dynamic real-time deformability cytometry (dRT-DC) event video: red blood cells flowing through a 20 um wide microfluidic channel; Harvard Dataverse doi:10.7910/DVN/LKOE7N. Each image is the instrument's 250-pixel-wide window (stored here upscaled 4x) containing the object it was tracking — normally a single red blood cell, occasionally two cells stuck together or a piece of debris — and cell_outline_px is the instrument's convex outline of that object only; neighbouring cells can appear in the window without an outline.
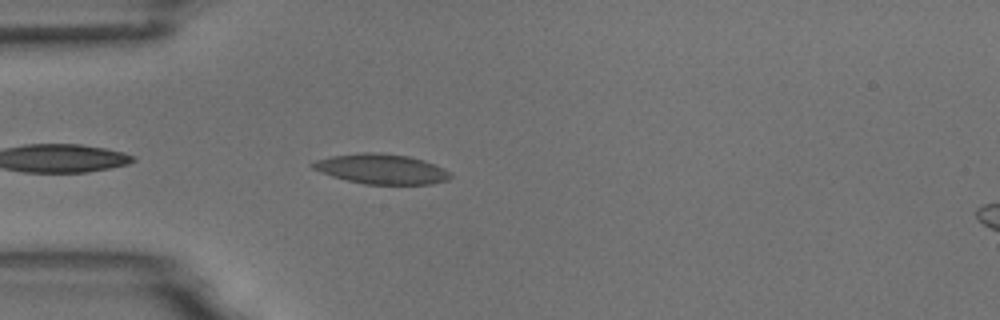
{"species": "common noctule bat (a hibernating species)", "species_latin": "Nyctalus noctula", "temperature_condition": "room temperature", "stored_images_in_passage": 4, "camera_frame_rate_fps": 3000, "um_per_image_px": 0.085, "animal": {"sex": "male", "body_mass_g": 18.8}, "frame": {"image": 1, "passage_image": 4, "time_ms": 4.333, "image_size_px": [1000, 320], "cell_outline_px": [[452, 176], [448, 180], [432, 184], [364, 184], [332, 176], [320, 172], [312, 168], [308, 164], [316, 160], [332, 156], [356, 152], [380, 152], [408, 156], [424, 160], [444, 168], [452, 172]], "centroid_in_image_um": [32.43, 14.35], "position_along_channel_um": 52.6, "area_um2": 24.28}}